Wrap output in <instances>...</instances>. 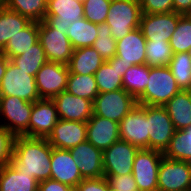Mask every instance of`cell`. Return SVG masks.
Listing matches in <instances>:
<instances>
[{
	"mask_svg": "<svg viewBox=\"0 0 191 191\" xmlns=\"http://www.w3.org/2000/svg\"><path fill=\"white\" fill-rule=\"evenodd\" d=\"M52 148L46 138L16 136L11 164L38 182L50 179Z\"/></svg>",
	"mask_w": 191,
	"mask_h": 191,
	"instance_id": "obj_1",
	"label": "cell"
},
{
	"mask_svg": "<svg viewBox=\"0 0 191 191\" xmlns=\"http://www.w3.org/2000/svg\"><path fill=\"white\" fill-rule=\"evenodd\" d=\"M180 91L168 66L150 67L147 87L136 99L137 104L163 107Z\"/></svg>",
	"mask_w": 191,
	"mask_h": 191,
	"instance_id": "obj_2",
	"label": "cell"
},
{
	"mask_svg": "<svg viewBox=\"0 0 191 191\" xmlns=\"http://www.w3.org/2000/svg\"><path fill=\"white\" fill-rule=\"evenodd\" d=\"M142 9L139 0H112L106 23L112 37L118 41L140 27Z\"/></svg>",
	"mask_w": 191,
	"mask_h": 191,
	"instance_id": "obj_3",
	"label": "cell"
},
{
	"mask_svg": "<svg viewBox=\"0 0 191 191\" xmlns=\"http://www.w3.org/2000/svg\"><path fill=\"white\" fill-rule=\"evenodd\" d=\"M33 103L16 96H0V125L15 136L29 137Z\"/></svg>",
	"mask_w": 191,
	"mask_h": 191,
	"instance_id": "obj_4",
	"label": "cell"
},
{
	"mask_svg": "<svg viewBox=\"0 0 191 191\" xmlns=\"http://www.w3.org/2000/svg\"><path fill=\"white\" fill-rule=\"evenodd\" d=\"M136 105L137 100L124 89L99 93L93 101V115L119 123Z\"/></svg>",
	"mask_w": 191,
	"mask_h": 191,
	"instance_id": "obj_5",
	"label": "cell"
},
{
	"mask_svg": "<svg viewBox=\"0 0 191 191\" xmlns=\"http://www.w3.org/2000/svg\"><path fill=\"white\" fill-rule=\"evenodd\" d=\"M0 96H16L28 102L41 99L35 77L17 68L11 61L1 81Z\"/></svg>",
	"mask_w": 191,
	"mask_h": 191,
	"instance_id": "obj_6",
	"label": "cell"
},
{
	"mask_svg": "<svg viewBox=\"0 0 191 191\" xmlns=\"http://www.w3.org/2000/svg\"><path fill=\"white\" fill-rule=\"evenodd\" d=\"M163 153L152 149H139L135 155L132 175L139 191L158 190V171Z\"/></svg>",
	"mask_w": 191,
	"mask_h": 191,
	"instance_id": "obj_7",
	"label": "cell"
},
{
	"mask_svg": "<svg viewBox=\"0 0 191 191\" xmlns=\"http://www.w3.org/2000/svg\"><path fill=\"white\" fill-rule=\"evenodd\" d=\"M157 183V191H191V163L163 156Z\"/></svg>",
	"mask_w": 191,
	"mask_h": 191,
	"instance_id": "obj_8",
	"label": "cell"
},
{
	"mask_svg": "<svg viewBox=\"0 0 191 191\" xmlns=\"http://www.w3.org/2000/svg\"><path fill=\"white\" fill-rule=\"evenodd\" d=\"M145 115L148 118L149 149L164 153L176 131L173 122L161 106L145 105Z\"/></svg>",
	"mask_w": 191,
	"mask_h": 191,
	"instance_id": "obj_9",
	"label": "cell"
},
{
	"mask_svg": "<svg viewBox=\"0 0 191 191\" xmlns=\"http://www.w3.org/2000/svg\"><path fill=\"white\" fill-rule=\"evenodd\" d=\"M39 42L48 61L67 65L73 48L67 34L52 28L45 20L39 22Z\"/></svg>",
	"mask_w": 191,
	"mask_h": 191,
	"instance_id": "obj_10",
	"label": "cell"
},
{
	"mask_svg": "<svg viewBox=\"0 0 191 191\" xmlns=\"http://www.w3.org/2000/svg\"><path fill=\"white\" fill-rule=\"evenodd\" d=\"M120 139L138 147L149 149L148 118L145 115V105L137 104L119 122Z\"/></svg>",
	"mask_w": 191,
	"mask_h": 191,
	"instance_id": "obj_11",
	"label": "cell"
},
{
	"mask_svg": "<svg viewBox=\"0 0 191 191\" xmlns=\"http://www.w3.org/2000/svg\"><path fill=\"white\" fill-rule=\"evenodd\" d=\"M68 66L62 63L47 61L37 72L35 80L41 99H53L66 91Z\"/></svg>",
	"mask_w": 191,
	"mask_h": 191,
	"instance_id": "obj_12",
	"label": "cell"
},
{
	"mask_svg": "<svg viewBox=\"0 0 191 191\" xmlns=\"http://www.w3.org/2000/svg\"><path fill=\"white\" fill-rule=\"evenodd\" d=\"M139 148L119 139L103 151L104 175L132 174L133 163Z\"/></svg>",
	"mask_w": 191,
	"mask_h": 191,
	"instance_id": "obj_13",
	"label": "cell"
},
{
	"mask_svg": "<svg viewBox=\"0 0 191 191\" xmlns=\"http://www.w3.org/2000/svg\"><path fill=\"white\" fill-rule=\"evenodd\" d=\"M84 17L82 0H48L45 21L67 33L70 25Z\"/></svg>",
	"mask_w": 191,
	"mask_h": 191,
	"instance_id": "obj_14",
	"label": "cell"
},
{
	"mask_svg": "<svg viewBox=\"0 0 191 191\" xmlns=\"http://www.w3.org/2000/svg\"><path fill=\"white\" fill-rule=\"evenodd\" d=\"M182 14L176 12L142 13L140 29L147 41H170Z\"/></svg>",
	"mask_w": 191,
	"mask_h": 191,
	"instance_id": "obj_15",
	"label": "cell"
},
{
	"mask_svg": "<svg viewBox=\"0 0 191 191\" xmlns=\"http://www.w3.org/2000/svg\"><path fill=\"white\" fill-rule=\"evenodd\" d=\"M53 148L69 150L87 140L86 122L58 119L46 138Z\"/></svg>",
	"mask_w": 191,
	"mask_h": 191,
	"instance_id": "obj_16",
	"label": "cell"
},
{
	"mask_svg": "<svg viewBox=\"0 0 191 191\" xmlns=\"http://www.w3.org/2000/svg\"><path fill=\"white\" fill-rule=\"evenodd\" d=\"M52 99H39L33 103L29 122V137L47 138L58 121Z\"/></svg>",
	"mask_w": 191,
	"mask_h": 191,
	"instance_id": "obj_17",
	"label": "cell"
},
{
	"mask_svg": "<svg viewBox=\"0 0 191 191\" xmlns=\"http://www.w3.org/2000/svg\"><path fill=\"white\" fill-rule=\"evenodd\" d=\"M84 179L104 177L103 152L87 140L69 149Z\"/></svg>",
	"mask_w": 191,
	"mask_h": 191,
	"instance_id": "obj_18",
	"label": "cell"
},
{
	"mask_svg": "<svg viewBox=\"0 0 191 191\" xmlns=\"http://www.w3.org/2000/svg\"><path fill=\"white\" fill-rule=\"evenodd\" d=\"M52 100L55 103L59 119L87 122L93 115L92 101L77 97L67 91L61 92Z\"/></svg>",
	"mask_w": 191,
	"mask_h": 191,
	"instance_id": "obj_19",
	"label": "cell"
},
{
	"mask_svg": "<svg viewBox=\"0 0 191 191\" xmlns=\"http://www.w3.org/2000/svg\"><path fill=\"white\" fill-rule=\"evenodd\" d=\"M50 179L67 184L74 189L84 179L69 150L52 148Z\"/></svg>",
	"mask_w": 191,
	"mask_h": 191,
	"instance_id": "obj_20",
	"label": "cell"
},
{
	"mask_svg": "<svg viewBox=\"0 0 191 191\" xmlns=\"http://www.w3.org/2000/svg\"><path fill=\"white\" fill-rule=\"evenodd\" d=\"M87 124V141L102 152L120 139L119 123L92 115Z\"/></svg>",
	"mask_w": 191,
	"mask_h": 191,
	"instance_id": "obj_21",
	"label": "cell"
},
{
	"mask_svg": "<svg viewBox=\"0 0 191 191\" xmlns=\"http://www.w3.org/2000/svg\"><path fill=\"white\" fill-rule=\"evenodd\" d=\"M146 43L140 27L116 41V56L128 65L146 64Z\"/></svg>",
	"mask_w": 191,
	"mask_h": 191,
	"instance_id": "obj_22",
	"label": "cell"
},
{
	"mask_svg": "<svg viewBox=\"0 0 191 191\" xmlns=\"http://www.w3.org/2000/svg\"><path fill=\"white\" fill-rule=\"evenodd\" d=\"M131 66L133 65L124 63L116 55L105 61L94 73L99 93L123 89V75Z\"/></svg>",
	"mask_w": 191,
	"mask_h": 191,
	"instance_id": "obj_23",
	"label": "cell"
},
{
	"mask_svg": "<svg viewBox=\"0 0 191 191\" xmlns=\"http://www.w3.org/2000/svg\"><path fill=\"white\" fill-rule=\"evenodd\" d=\"M175 130L191 126V90H181L163 106Z\"/></svg>",
	"mask_w": 191,
	"mask_h": 191,
	"instance_id": "obj_24",
	"label": "cell"
},
{
	"mask_svg": "<svg viewBox=\"0 0 191 191\" xmlns=\"http://www.w3.org/2000/svg\"><path fill=\"white\" fill-rule=\"evenodd\" d=\"M104 62L100 54L91 46L73 49L67 66L69 73L94 75Z\"/></svg>",
	"mask_w": 191,
	"mask_h": 191,
	"instance_id": "obj_25",
	"label": "cell"
},
{
	"mask_svg": "<svg viewBox=\"0 0 191 191\" xmlns=\"http://www.w3.org/2000/svg\"><path fill=\"white\" fill-rule=\"evenodd\" d=\"M0 191H38V181L10 163L0 167Z\"/></svg>",
	"mask_w": 191,
	"mask_h": 191,
	"instance_id": "obj_26",
	"label": "cell"
},
{
	"mask_svg": "<svg viewBox=\"0 0 191 191\" xmlns=\"http://www.w3.org/2000/svg\"><path fill=\"white\" fill-rule=\"evenodd\" d=\"M39 41V22L31 21L24 29L9 39L5 48L1 51L10 60L13 57L24 54Z\"/></svg>",
	"mask_w": 191,
	"mask_h": 191,
	"instance_id": "obj_27",
	"label": "cell"
},
{
	"mask_svg": "<svg viewBox=\"0 0 191 191\" xmlns=\"http://www.w3.org/2000/svg\"><path fill=\"white\" fill-rule=\"evenodd\" d=\"M66 34L73 49L91 47L98 37V24L92 23L83 17L73 22Z\"/></svg>",
	"mask_w": 191,
	"mask_h": 191,
	"instance_id": "obj_28",
	"label": "cell"
},
{
	"mask_svg": "<svg viewBox=\"0 0 191 191\" xmlns=\"http://www.w3.org/2000/svg\"><path fill=\"white\" fill-rule=\"evenodd\" d=\"M31 21L6 7L0 9V52L9 39L24 29Z\"/></svg>",
	"mask_w": 191,
	"mask_h": 191,
	"instance_id": "obj_29",
	"label": "cell"
},
{
	"mask_svg": "<svg viewBox=\"0 0 191 191\" xmlns=\"http://www.w3.org/2000/svg\"><path fill=\"white\" fill-rule=\"evenodd\" d=\"M150 67L147 64L133 65L123 75V89L137 99L147 87Z\"/></svg>",
	"mask_w": 191,
	"mask_h": 191,
	"instance_id": "obj_30",
	"label": "cell"
},
{
	"mask_svg": "<svg viewBox=\"0 0 191 191\" xmlns=\"http://www.w3.org/2000/svg\"><path fill=\"white\" fill-rule=\"evenodd\" d=\"M66 91L77 97L94 101L99 94L94 75L69 73Z\"/></svg>",
	"mask_w": 191,
	"mask_h": 191,
	"instance_id": "obj_31",
	"label": "cell"
},
{
	"mask_svg": "<svg viewBox=\"0 0 191 191\" xmlns=\"http://www.w3.org/2000/svg\"><path fill=\"white\" fill-rule=\"evenodd\" d=\"M163 155L173 160L191 161V126L175 131Z\"/></svg>",
	"mask_w": 191,
	"mask_h": 191,
	"instance_id": "obj_32",
	"label": "cell"
},
{
	"mask_svg": "<svg viewBox=\"0 0 191 191\" xmlns=\"http://www.w3.org/2000/svg\"><path fill=\"white\" fill-rule=\"evenodd\" d=\"M17 68L28 72L29 75L36 77L40 68L48 61L45 51L38 41L24 54L13 57L10 60Z\"/></svg>",
	"mask_w": 191,
	"mask_h": 191,
	"instance_id": "obj_33",
	"label": "cell"
},
{
	"mask_svg": "<svg viewBox=\"0 0 191 191\" xmlns=\"http://www.w3.org/2000/svg\"><path fill=\"white\" fill-rule=\"evenodd\" d=\"M48 0H6L5 7L33 22L45 19Z\"/></svg>",
	"mask_w": 191,
	"mask_h": 191,
	"instance_id": "obj_34",
	"label": "cell"
},
{
	"mask_svg": "<svg viewBox=\"0 0 191 191\" xmlns=\"http://www.w3.org/2000/svg\"><path fill=\"white\" fill-rule=\"evenodd\" d=\"M181 90H191V59L187 52L173 54L168 65Z\"/></svg>",
	"mask_w": 191,
	"mask_h": 191,
	"instance_id": "obj_35",
	"label": "cell"
},
{
	"mask_svg": "<svg viewBox=\"0 0 191 191\" xmlns=\"http://www.w3.org/2000/svg\"><path fill=\"white\" fill-rule=\"evenodd\" d=\"M172 57L169 41H147L146 64L149 67L168 66Z\"/></svg>",
	"mask_w": 191,
	"mask_h": 191,
	"instance_id": "obj_36",
	"label": "cell"
},
{
	"mask_svg": "<svg viewBox=\"0 0 191 191\" xmlns=\"http://www.w3.org/2000/svg\"><path fill=\"white\" fill-rule=\"evenodd\" d=\"M169 44L173 54L187 52L191 48V15H182L179 18Z\"/></svg>",
	"mask_w": 191,
	"mask_h": 191,
	"instance_id": "obj_37",
	"label": "cell"
},
{
	"mask_svg": "<svg viewBox=\"0 0 191 191\" xmlns=\"http://www.w3.org/2000/svg\"><path fill=\"white\" fill-rule=\"evenodd\" d=\"M92 47L100 54L104 61L116 55V40L112 37L110 27L106 22L98 24V37Z\"/></svg>",
	"mask_w": 191,
	"mask_h": 191,
	"instance_id": "obj_38",
	"label": "cell"
},
{
	"mask_svg": "<svg viewBox=\"0 0 191 191\" xmlns=\"http://www.w3.org/2000/svg\"><path fill=\"white\" fill-rule=\"evenodd\" d=\"M112 0H83L84 18L88 21L100 24L107 19Z\"/></svg>",
	"mask_w": 191,
	"mask_h": 191,
	"instance_id": "obj_39",
	"label": "cell"
},
{
	"mask_svg": "<svg viewBox=\"0 0 191 191\" xmlns=\"http://www.w3.org/2000/svg\"><path fill=\"white\" fill-rule=\"evenodd\" d=\"M15 137L12 132L0 125V167L11 163Z\"/></svg>",
	"mask_w": 191,
	"mask_h": 191,
	"instance_id": "obj_40",
	"label": "cell"
},
{
	"mask_svg": "<svg viewBox=\"0 0 191 191\" xmlns=\"http://www.w3.org/2000/svg\"><path fill=\"white\" fill-rule=\"evenodd\" d=\"M109 182L111 190L115 191H139L132 174L104 175Z\"/></svg>",
	"mask_w": 191,
	"mask_h": 191,
	"instance_id": "obj_41",
	"label": "cell"
},
{
	"mask_svg": "<svg viewBox=\"0 0 191 191\" xmlns=\"http://www.w3.org/2000/svg\"><path fill=\"white\" fill-rule=\"evenodd\" d=\"M142 13L161 14L173 12V0H139Z\"/></svg>",
	"mask_w": 191,
	"mask_h": 191,
	"instance_id": "obj_42",
	"label": "cell"
},
{
	"mask_svg": "<svg viewBox=\"0 0 191 191\" xmlns=\"http://www.w3.org/2000/svg\"><path fill=\"white\" fill-rule=\"evenodd\" d=\"M75 191H110L107 178L83 179L75 188Z\"/></svg>",
	"mask_w": 191,
	"mask_h": 191,
	"instance_id": "obj_43",
	"label": "cell"
},
{
	"mask_svg": "<svg viewBox=\"0 0 191 191\" xmlns=\"http://www.w3.org/2000/svg\"><path fill=\"white\" fill-rule=\"evenodd\" d=\"M38 191H75V189L59 181L47 179L38 182Z\"/></svg>",
	"mask_w": 191,
	"mask_h": 191,
	"instance_id": "obj_44",
	"label": "cell"
},
{
	"mask_svg": "<svg viewBox=\"0 0 191 191\" xmlns=\"http://www.w3.org/2000/svg\"><path fill=\"white\" fill-rule=\"evenodd\" d=\"M173 11L182 15H191V0H173Z\"/></svg>",
	"mask_w": 191,
	"mask_h": 191,
	"instance_id": "obj_45",
	"label": "cell"
},
{
	"mask_svg": "<svg viewBox=\"0 0 191 191\" xmlns=\"http://www.w3.org/2000/svg\"><path fill=\"white\" fill-rule=\"evenodd\" d=\"M9 61H10V59L5 54H2L0 52V85H1V81L4 77V74L6 72Z\"/></svg>",
	"mask_w": 191,
	"mask_h": 191,
	"instance_id": "obj_46",
	"label": "cell"
},
{
	"mask_svg": "<svg viewBox=\"0 0 191 191\" xmlns=\"http://www.w3.org/2000/svg\"><path fill=\"white\" fill-rule=\"evenodd\" d=\"M6 4V0H0V9L4 8Z\"/></svg>",
	"mask_w": 191,
	"mask_h": 191,
	"instance_id": "obj_47",
	"label": "cell"
},
{
	"mask_svg": "<svg viewBox=\"0 0 191 191\" xmlns=\"http://www.w3.org/2000/svg\"><path fill=\"white\" fill-rule=\"evenodd\" d=\"M187 54H188V56H189L190 59H191V48L187 51Z\"/></svg>",
	"mask_w": 191,
	"mask_h": 191,
	"instance_id": "obj_48",
	"label": "cell"
}]
</instances>
